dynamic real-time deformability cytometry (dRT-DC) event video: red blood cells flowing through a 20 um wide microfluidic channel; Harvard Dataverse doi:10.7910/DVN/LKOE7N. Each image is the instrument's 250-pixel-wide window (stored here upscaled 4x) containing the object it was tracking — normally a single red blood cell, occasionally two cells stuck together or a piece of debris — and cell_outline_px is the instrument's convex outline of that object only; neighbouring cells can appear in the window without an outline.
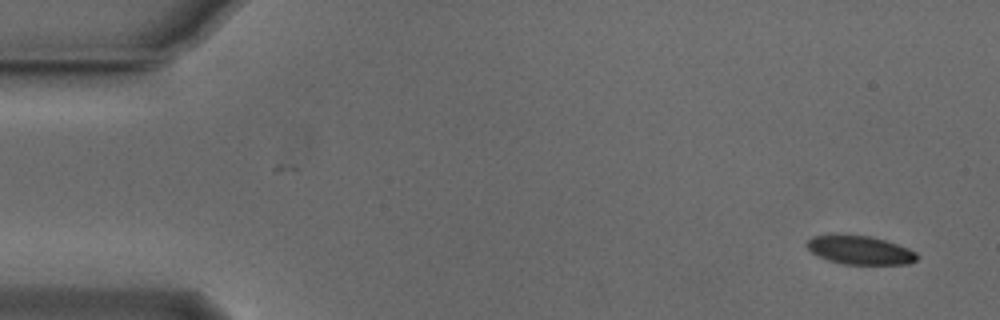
{"species": "Egyptian fruit bat (a non-hibernating species)", "species_latin": "Rousettus aegyptiacus", "temperature_condition": "cold", "stored_images_in_passage": 53, "camera_frame_rate_fps": 3000, "um_per_image_px": 0.085, "animal": {"sex": "male"}, "frame": {"image": 1, "passage_image": 2, "time_ms": 0.333, "image_size_px": [1000, 320], "cell_outline_px": [[916, 260], [908, 264], [844, 264], [828, 260], [812, 252], [804, 244], [812, 236], [832, 232], [868, 236], [884, 240], [908, 248], [916, 252]], "centroid_in_image_um": [73.01, 21.22], "position_along_channel_um": 12.0, "area_um2": 18.61}}
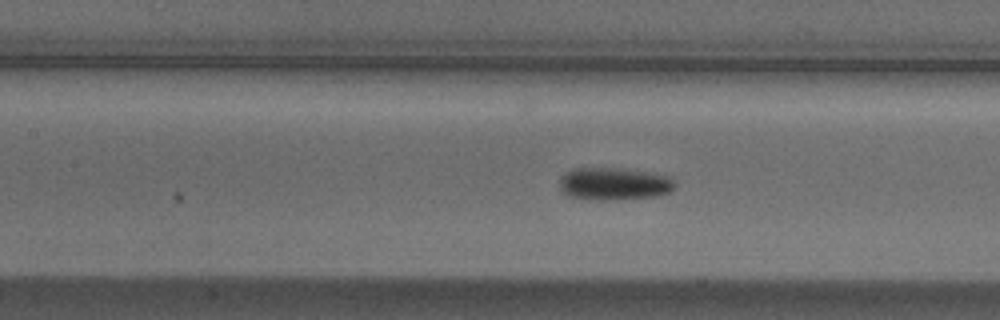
{"frame": {"image": 2, "passage_image": 23, "time_ms": 7.333, "image_size_px": [1000, 320], "cell_outline_px": [[676, 184], [668, 192], [656, 196], [604, 200], [588, 200], [568, 196], [560, 188], [560, 176], [564, 172], [572, 168], [612, 168], [644, 172], [668, 176]], "centroid_in_image_um": [52.1, 15.63], "position_along_channel_um": 155.3, "area_um2": 21.62}}
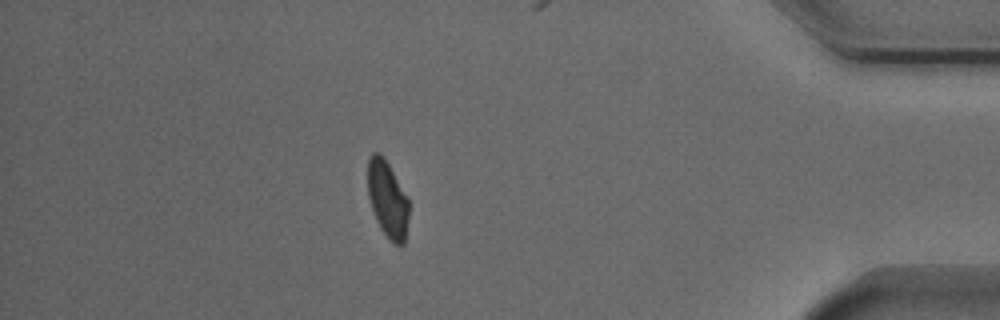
{"frame": {"image": 3, "passage_image": 46, "time_ms": 15.0, "image_size_px": [1000, 320], "cell_outline_px": [[408, 220], [404, 244], [392, 244], [388, 240], [380, 228], [376, 220], [368, 196], [368, 160], [372, 152], [380, 152], [384, 156], [408, 200]], "centroid_in_image_um": [32.92, 16.95], "position_along_channel_um": 402.3, "area_um2": 18.26}, "authors_computed_cell_mechanics": {"area_um2": 19.5942, "velocity_mm_per_s": 3.8207, "shape_relaxation_time_tau1_ms": 2.9195, "shape_relaxation_time_tau2_ms": null, "deformation_change_tau1": 0.0909, "deformation_change_tau2": null}}